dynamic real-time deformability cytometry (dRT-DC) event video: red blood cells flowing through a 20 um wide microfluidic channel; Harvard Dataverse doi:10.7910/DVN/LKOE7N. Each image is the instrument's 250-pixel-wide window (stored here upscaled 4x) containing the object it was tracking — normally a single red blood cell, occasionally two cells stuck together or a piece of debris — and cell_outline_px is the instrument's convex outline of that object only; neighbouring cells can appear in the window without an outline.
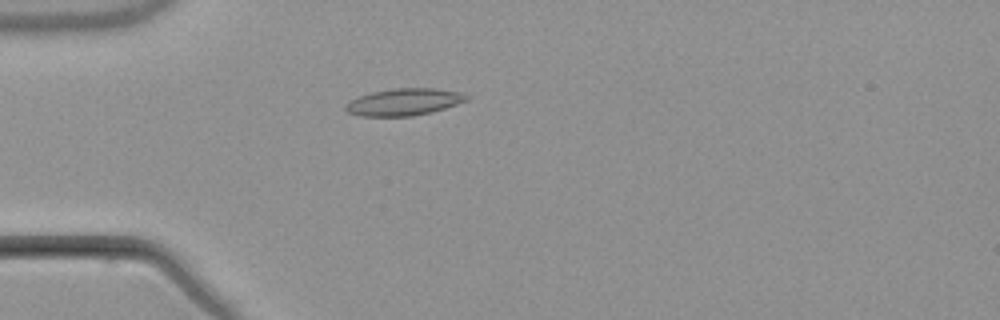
{"species": "common noctule bat (a hibernating species)", "species_latin": "Nyctalus noctula", "temperature_condition": "warm", "stored_images_in_passage": 3, "camera_frame_rate_fps": 3000, "um_per_image_px": 0.085, "animal": {"sex": "male", "body_mass_g": 21.5, "forearm_length_mm": 52.0}, "frame": {"image": 1, "passage_image": 3, "time_ms": 2.667, "image_size_px": [1000, 320], "cell_outline_px": [[468, 100], [444, 108], [412, 116], [360, 116], [348, 112], [344, 108], [344, 104], [360, 96], [372, 92], [396, 88], [432, 88], [460, 92], [468, 96]], "centroid_in_image_um": [34.31, 8.67], "position_along_channel_um": 50.7, "area_um2": 18.73}}